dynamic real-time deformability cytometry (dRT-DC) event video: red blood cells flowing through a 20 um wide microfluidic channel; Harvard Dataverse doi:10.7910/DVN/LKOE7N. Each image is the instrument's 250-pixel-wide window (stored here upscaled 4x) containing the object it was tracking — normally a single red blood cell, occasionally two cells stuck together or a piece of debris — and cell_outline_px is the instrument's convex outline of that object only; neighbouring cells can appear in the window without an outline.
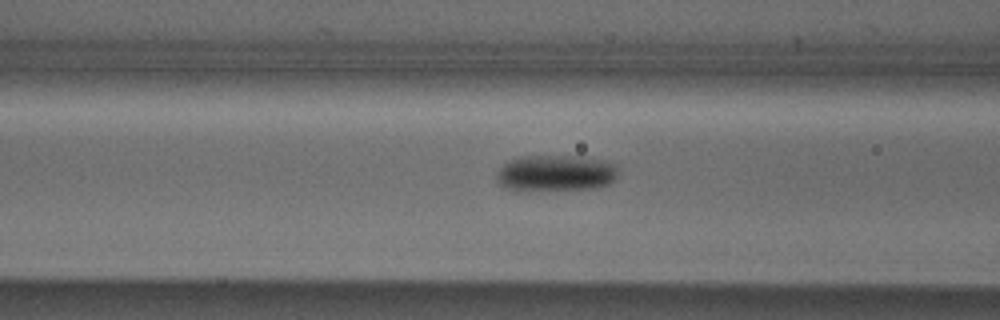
{"species": "Egyptian fruit bat (a non-hibernating species)", "species_latin": "Rousettus aegyptiacus", "temperature_condition": "cold", "stored_images_in_passage": 14, "camera_frame_rate_fps": 3000, "um_per_image_px": 0.085, "animal": {"sex": "male"}, "frame": {"image": 1, "passage_image": 12, "time_ms": 3.667, "image_size_px": [1000, 320], "cell_outline_px": [[620, 168], [616, 176], [608, 184], [596, 188], [520, 192], [504, 188], [496, 180], [496, 172], [508, 160], [520, 156], [580, 156], [604, 160], [616, 164]], "centroid_in_image_um": [47.2, 14.73], "position_along_channel_um": 119.4, "area_um2": 26.47}}